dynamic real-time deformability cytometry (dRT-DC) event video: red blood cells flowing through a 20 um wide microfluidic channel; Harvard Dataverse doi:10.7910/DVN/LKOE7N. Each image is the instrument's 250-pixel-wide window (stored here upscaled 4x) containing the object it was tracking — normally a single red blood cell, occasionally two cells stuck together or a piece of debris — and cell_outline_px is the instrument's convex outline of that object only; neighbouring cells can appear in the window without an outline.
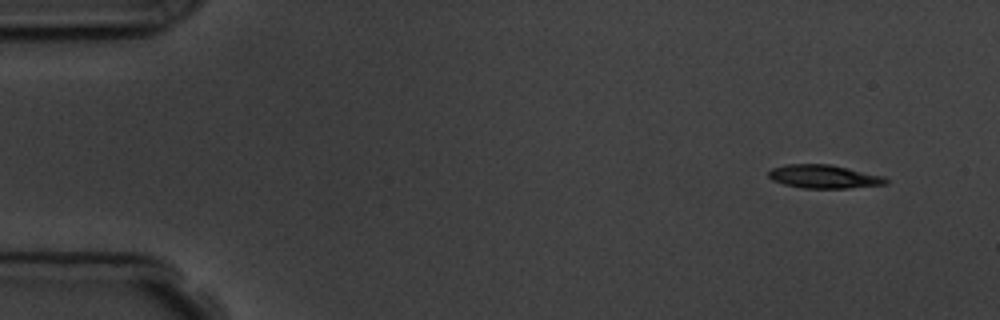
{"species": "common noctule bat (a hibernating species)", "species_latin": "Nyctalus noctula", "temperature_condition": "room temperature", "stored_images_in_passage": 10, "camera_frame_rate_fps": 3000, "um_per_image_px": 0.085, "animal": {"sex": "male", "body_mass_g": 19.5, "forearm_length_mm": 54.6}, "frame": {"image": 1, "passage_image": 1, "time_ms": 0.0, "image_size_px": [1000, 320], "cell_outline_px": [[888, 184], [848, 188], [800, 188], [784, 184], [772, 180], [768, 176], [768, 172], [772, 168], [784, 164], [832, 164], [884, 176], [888, 180]], "centroid_in_image_um": [70.03, 15.0], "position_along_channel_um": 15.0, "area_um2": 16.18}}
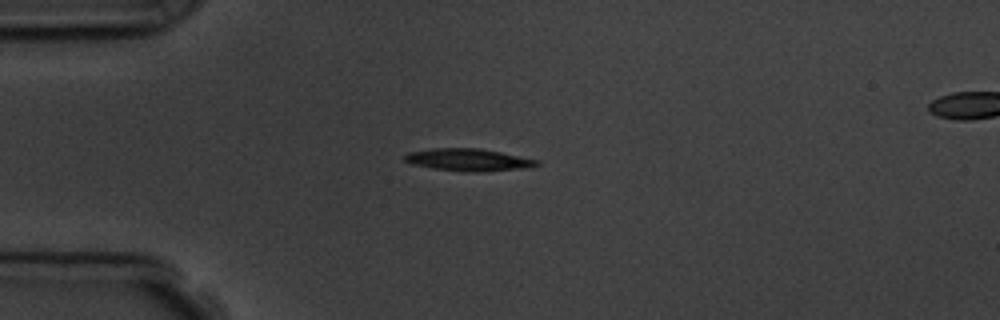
{"frame": {"image": 2, "passage_image": 4, "time_ms": 3.333, "image_size_px": [1000, 320], "cell_outline_px": [[540, 164], [520, 168], [480, 172], [464, 172], [432, 168], [412, 164], [404, 160], [404, 156], [408, 152], [432, 148], [480, 148], [540, 160]], "centroid_in_image_um": [39.77, 13.58], "position_along_channel_um": 45.2, "area_um2": 17.11}}